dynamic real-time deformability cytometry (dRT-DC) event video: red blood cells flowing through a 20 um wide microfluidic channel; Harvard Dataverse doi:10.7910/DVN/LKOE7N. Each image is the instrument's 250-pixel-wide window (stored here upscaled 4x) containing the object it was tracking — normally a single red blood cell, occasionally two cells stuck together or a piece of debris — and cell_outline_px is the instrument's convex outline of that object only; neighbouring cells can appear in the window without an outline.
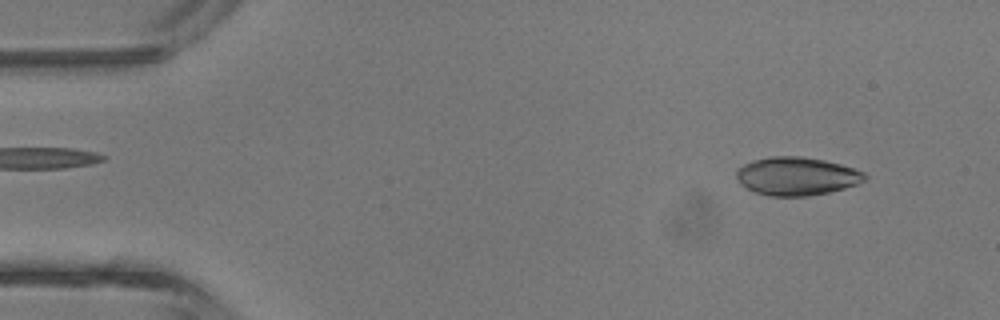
{"species": "common noctule bat (a hibernating species)", "species_latin": "Nyctalus noctula", "temperature_condition": "room temperature", "stored_images_in_passage": 43, "camera_frame_rate_fps": 3000, "um_per_image_px": 0.085, "animal": {"sex": "male", "body_mass_g": 13.3}, "frame": {"image": 1, "passage_image": 4, "time_ms": 1.0, "image_size_px": [1000, 320], "cell_outline_px": [[868, 176], [864, 180], [856, 184], [844, 188], [828, 192], [808, 196], [768, 196], [756, 192], [740, 184], [736, 176], [736, 168], [752, 160], [768, 156], [800, 156], [824, 160], [840, 164], [864, 172]], "centroid_in_image_um": [67.68, 14.97], "position_along_channel_um": 17.3, "area_um2": 28.61}}
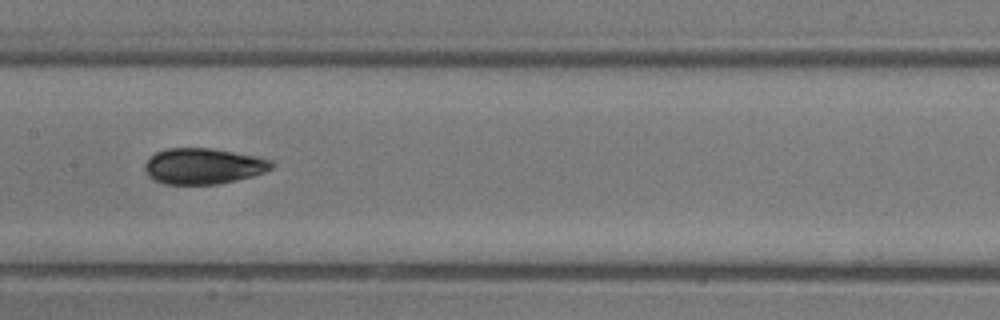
{"frame": {"image": 2, "passage_image": 21, "time_ms": 6.667, "image_size_px": [1000, 320], "cell_outline_px": [[276, 164], [272, 168], [264, 172], [252, 176], [220, 184], [164, 184], [148, 176], [144, 168], [144, 164], [156, 152], [168, 148], [212, 148], [256, 156], [272, 160]], "centroid_in_image_um": [17.31, 14.12], "position_along_channel_um": 190.1, "area_um2": 26.53}}
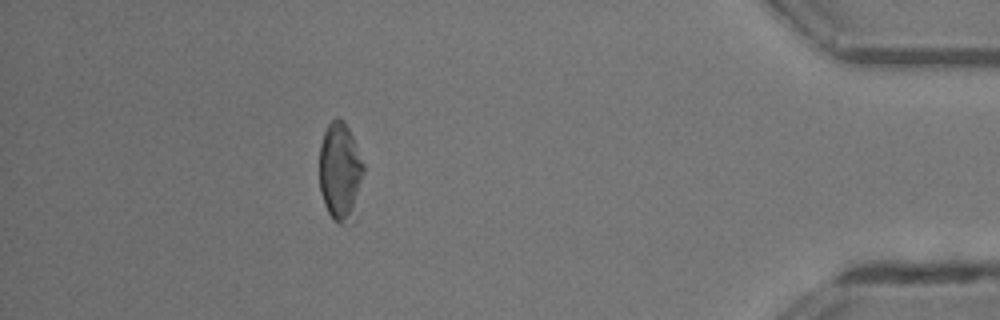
{"frame": {"image": 3, "passage_image": 38, "time_ms": 12.333, "image_size_px": [1000, 320], "cell_outline_px": [[364, 172], [352, 224], [340, 224], [328, 212], [324, 204], [320, 192], [320, 144], [324, 132], [328, 124], [336, 116], [344, 120], [356, 144], [364, 164]], "centroid_in_image_um": [28.92, 14.58], "position_along_channel_um": 406.3, "area_um2": 25.43}, "authors_computed_cell_mechanics": {"area_um2": 26.7614, "velocity_mm_per_s": 4.7604, "shape_relaxation_time_tau1_ms": 2.9194, "shape_relaxation_time_tau2_ms": 2.7353, "deformation_change_tau1": 0.1148, "deformation_change_tau2": 0.065}}